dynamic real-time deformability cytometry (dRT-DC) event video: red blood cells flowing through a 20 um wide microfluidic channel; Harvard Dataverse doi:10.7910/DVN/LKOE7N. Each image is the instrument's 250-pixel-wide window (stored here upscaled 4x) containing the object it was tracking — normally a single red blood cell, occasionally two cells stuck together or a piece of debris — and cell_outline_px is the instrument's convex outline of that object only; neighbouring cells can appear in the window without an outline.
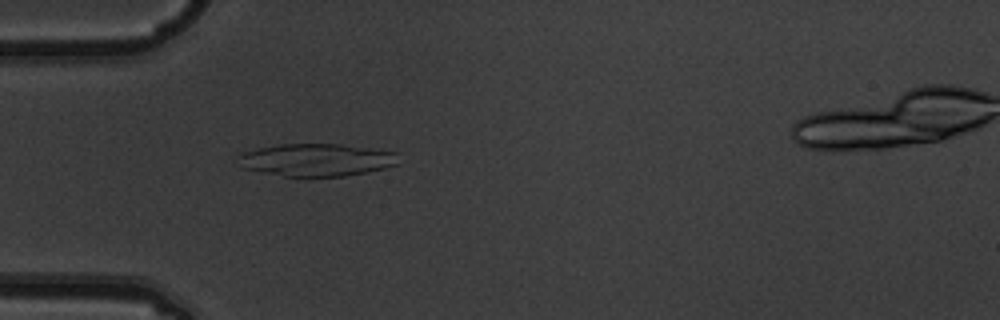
{"species": "common noctule bat (a hibernating species)", "species_latin": "Nyctalus noctula", "temperature_condition": "warm", "stored_images_in_passage": 5, "camera_frame_rate_fps": 3000, "um_per_image_px": 0.085, "animal": {"sex": "male", "body_mass_g": 19.5, "forearm_length_mm": 54.6}, "frame": {"image": 1, "passage_image": 4, "time_ms": 1.0, "image_size_px": [1000, 320], "cell_outline_px": [[396, 164], [384, 168], [344, 176], [284, 176], [260, 172], [244, 168], [236, 156], [244, 152], [260, 148], [280, 144], [340, 144], [396, 152]], "centroid_in_image_um": [26.86, 13.59], "position_along_channel_um": 58.1, "area_um2": 29.94}}